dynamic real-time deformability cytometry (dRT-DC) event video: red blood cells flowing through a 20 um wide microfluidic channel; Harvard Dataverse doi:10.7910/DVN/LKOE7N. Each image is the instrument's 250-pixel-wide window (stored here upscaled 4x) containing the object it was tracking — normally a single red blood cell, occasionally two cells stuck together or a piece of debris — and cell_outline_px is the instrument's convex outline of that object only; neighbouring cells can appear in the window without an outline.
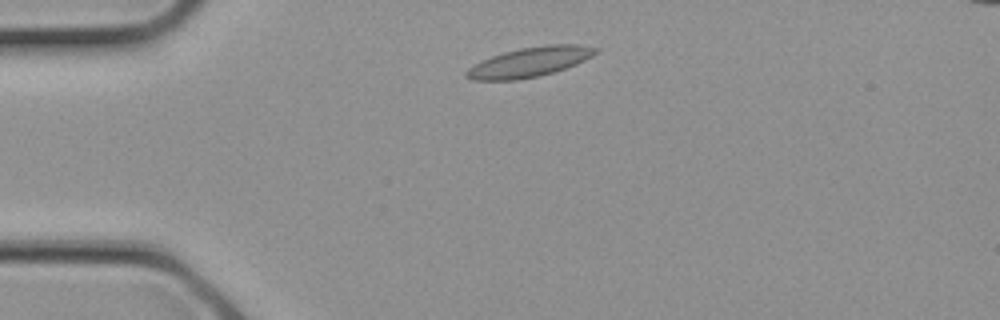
{"species": "common noctule bat (a hibernating species)", "species_latin": "Nyctalus noctula", "temperature_condition": "cold", "stored_images_in_passage": 17, "camera_frame_rate_fps": 3000, "um_per_image_px": 0.085, "animal": {"sex": "female", "body_mass_g": 21.9}, "frame": {"image": 1, "passage_image": 3, "time_ms": 0.667, "image_size_px": [1000, 320], "cell_outline_px": [[600, 52], [576, 64], [540, 76], [516, 80], [472, 80], [464, 76], [464, 72], [468, 68], [492, 56], [504, 52], [520, 48], [548, 44], [580, 44], [600, 48]], "centroid_in_image_um": [45.05, 5.26], "position_along_channel_um": 39.9, "area_um2": 22.37}}
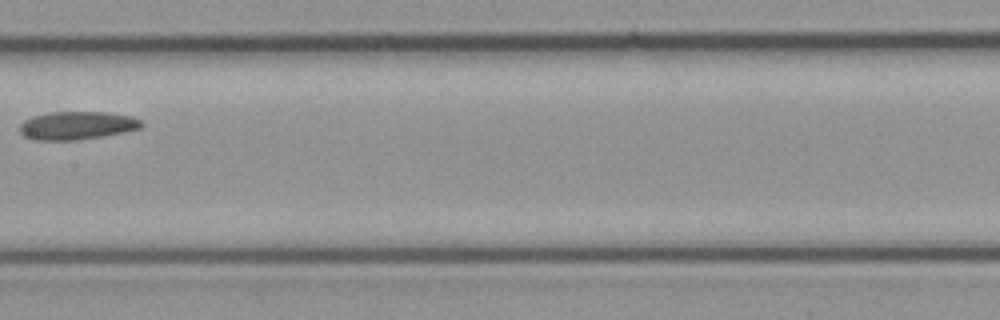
{"frame": {"image": 2, "passage_image": 11, "time_ms": 3.333, "image_size_px": [1000, 320], "cell_outline_px": [[144, 124], [140, 128], [124, 132], [76, 140], [36, 140], [24, 136], [20, 132], [20, 124], [24, 120], [32, 116], [48, 112], [108, 112], [132, 116], [140, 120]], "centroid_in_image_um": [6.53, 10.65], "position_along_channel_um": 200.9, "area_um2": 19.94}}
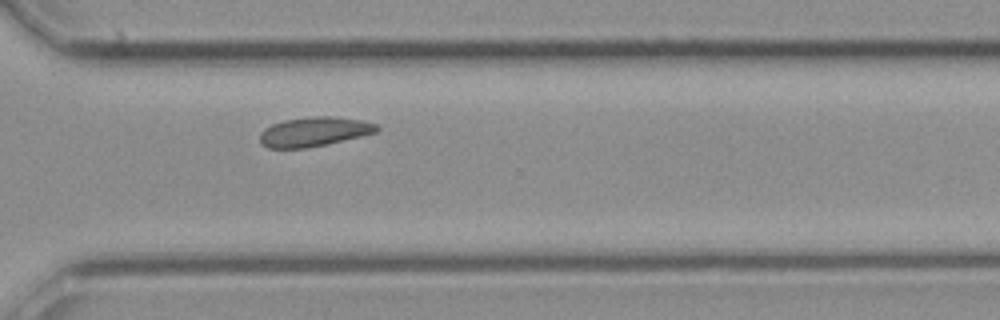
{"frame": {"image": 3, "passage_image": 17, "time_ms": 5.333, "image_size_px": [1000, 320], "cell_outline_px": [[380, 128], [376, 132], [360, 136], [308, 148], [268, 148], [260, 144], [260, 132], [264, 128], [272, 124], [284, 120], [316, 116], [328, 116], [360, 120], [376, 124]], "centroid_in_image_um": [26.64, 11.2], "position_along_channel_um": 344.0, "area_um2": 19.83}}